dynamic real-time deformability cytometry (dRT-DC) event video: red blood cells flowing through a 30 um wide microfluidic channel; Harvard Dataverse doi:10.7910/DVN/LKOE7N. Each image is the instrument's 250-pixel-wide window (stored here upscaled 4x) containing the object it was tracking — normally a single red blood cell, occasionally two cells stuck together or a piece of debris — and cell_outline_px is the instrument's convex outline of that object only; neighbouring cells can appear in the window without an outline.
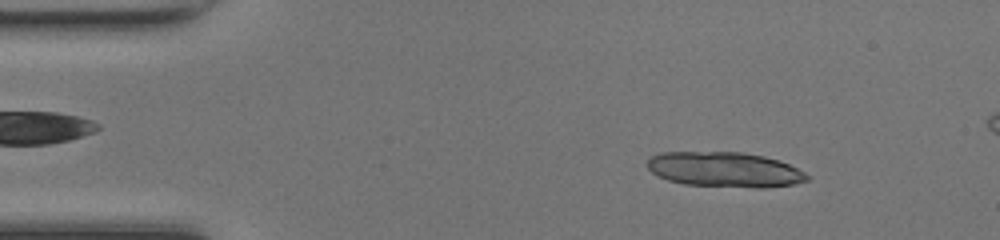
{"species": "common noctule bat (a hibernating species)", "species_latin": "Nyctalus noctula", "temperature_condition": "room temperature", "stored_images_in_passage": 21, "camera_frame_rate_fps": 3000, "um_per_image_px": 0.085, "animal": {"sex": "female", "body_mass_g": 17.0, "forearm_length_mm": 48.0}, "frame": {"image": 1, "passage_image": 6, "time_ms": 1.667, "image_size_px": [1000, 240], "cell_outline_px": [[808, 180], [796, 184], [764, 188], [756, 188], [684, 184], [668, 180], [652, 172], [648, 168], [648, 160], [652, 156], [660, 152], [744, 152], [764, 156], [788, 164], [804, 172], [808, 176]], "centroid_in_image_um": [61.61, 14.42], "position_along_channel_um": 23.4, "area_um2": 32.54}}
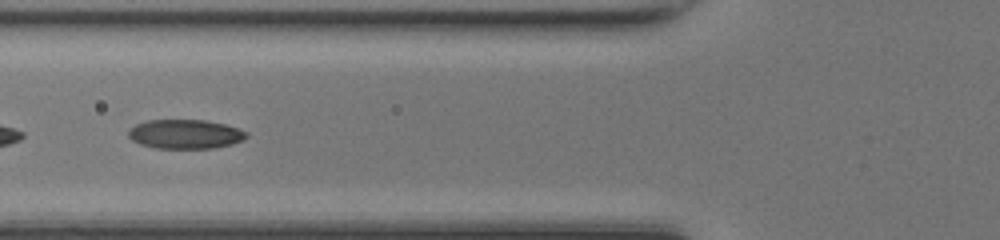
{"frame": {"image": 2, "passage_image": 18, "time_ms": 5.667, "image_size_px": [1000, 240], "cell_outline_px": [[248, 136], [244, 140], [232, 144], [216, 148], [156, 148], [140, 144], [132, 140], [128, 136], [128, 128], [136, 124], [148, 120], [204, 120], [224, 124], [248, 132]], "centroid_in_image_um": [15.74, 11.4], "position_along_channel_um": 110.1, "area_um2": 20.17}}